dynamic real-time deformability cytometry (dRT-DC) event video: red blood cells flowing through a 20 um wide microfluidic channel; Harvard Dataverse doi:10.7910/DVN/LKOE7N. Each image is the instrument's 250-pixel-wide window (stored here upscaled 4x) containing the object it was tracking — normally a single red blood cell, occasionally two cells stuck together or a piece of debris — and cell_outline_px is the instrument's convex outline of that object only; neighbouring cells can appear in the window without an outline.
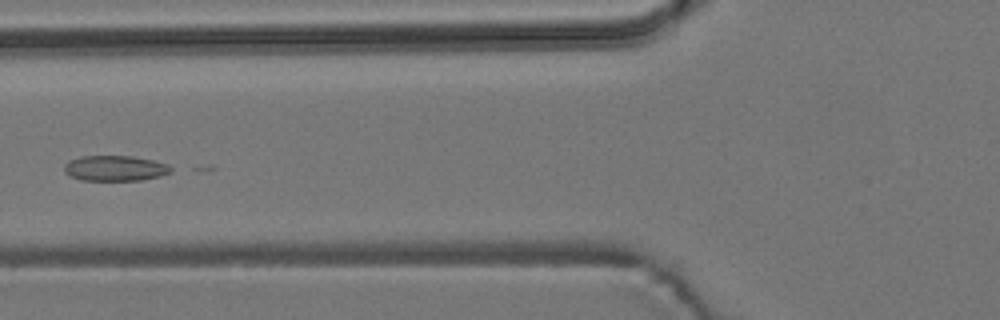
{"species": "common noctule bat (a hibernating species)", "species_latin": "Nyctalus noctula", "temperature_condition": "room temperature", "stored_images_in_passage": 6, "camera_frame_rate_fps": 3000, "um_per_image_px": 0.085, "animal": {"sex": "male", "body_mass_g": 19.2, "forearm_length_mm": 51.8}, "frame": {"image": 1, "passage_image": 5, "time_ms": 4.667, "image_size_px": [1000, 320], "cell_outline_px": [[176, 168], [172, 172], [160, 176], [140, 180], [80, 180], [64, 172], [64, 164], [68, 160], [80, 156], [132, 156], [152, 160], [168, 164]], "centroid_in_image_um": [9.8, 14.29], "position_along_channel_um": 116.0, "area_um2": 15.95}}
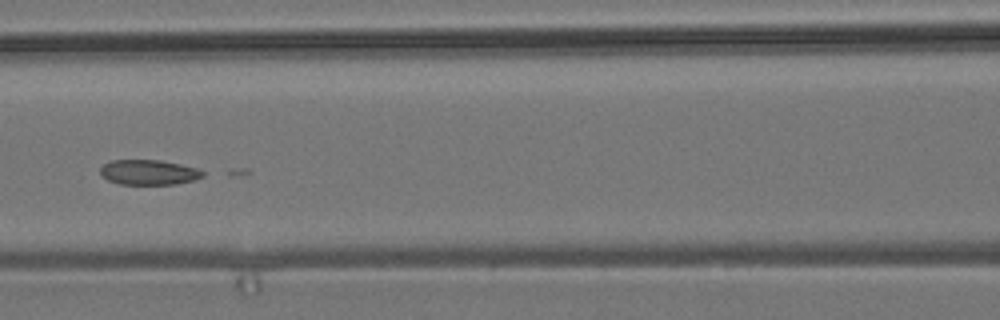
{"frame": {"image": 2, "passage_image": 6, "time_ms": 5.667, "image_size_px": [1000, 320], "cell_outline_px": [[204, 176], [192, 180], [176, 184], [120, 184], [108, 180], [100, 176], [100, 168], [104, 164], [112, 160], [160, 160], [180, 164], [196, 168], [204, 172]], "centroid_in_image_um": [12.61, 14.64], "position_along_channel_um": 154.0, "area_um2": 14.91}}